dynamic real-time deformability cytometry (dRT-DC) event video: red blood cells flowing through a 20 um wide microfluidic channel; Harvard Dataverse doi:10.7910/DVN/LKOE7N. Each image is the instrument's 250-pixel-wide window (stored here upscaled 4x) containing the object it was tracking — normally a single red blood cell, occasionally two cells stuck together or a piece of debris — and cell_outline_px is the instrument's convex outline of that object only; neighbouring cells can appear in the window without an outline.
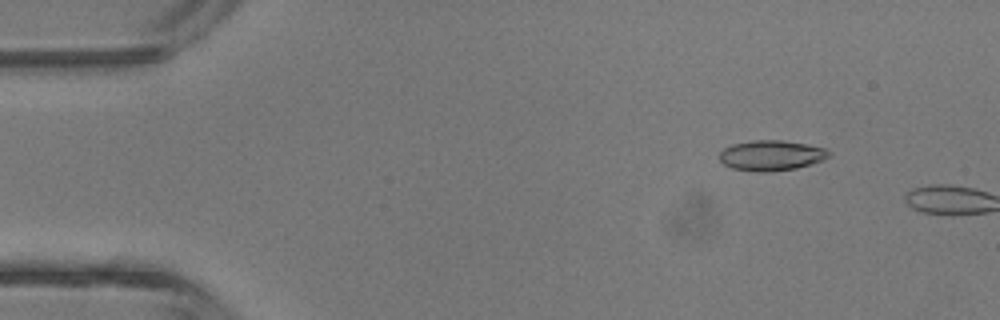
{"species": "common noctule bat (a hibernating species)", "species_latin": "Nyctalus noctula", "temperature_condition": "room temperature", "stored_images_in_passage": 3, "camera_frame_rate_fps": 3000, "um_per_image_px": 0.085, "animal": {"sex": "male", "body_mass_g": 13.3}, "frame": {"image": 1, "passage_image": 2, "time_ms": 1.0, "image_size_px": [1000, 320], "cell_outline_px": [[832, 156], [824, 160], [796, 168], [764, 172], [756, 172], [732, 168], [724, 164], [720, 160], [720, 152], [724, 148], [732, 144], [752, 140], [784, 140], [824, 148]], "centroid_in_image_um": [65.55, 13.21], "position_along_channel_um": 19.5, "area_um2": 19.25}}